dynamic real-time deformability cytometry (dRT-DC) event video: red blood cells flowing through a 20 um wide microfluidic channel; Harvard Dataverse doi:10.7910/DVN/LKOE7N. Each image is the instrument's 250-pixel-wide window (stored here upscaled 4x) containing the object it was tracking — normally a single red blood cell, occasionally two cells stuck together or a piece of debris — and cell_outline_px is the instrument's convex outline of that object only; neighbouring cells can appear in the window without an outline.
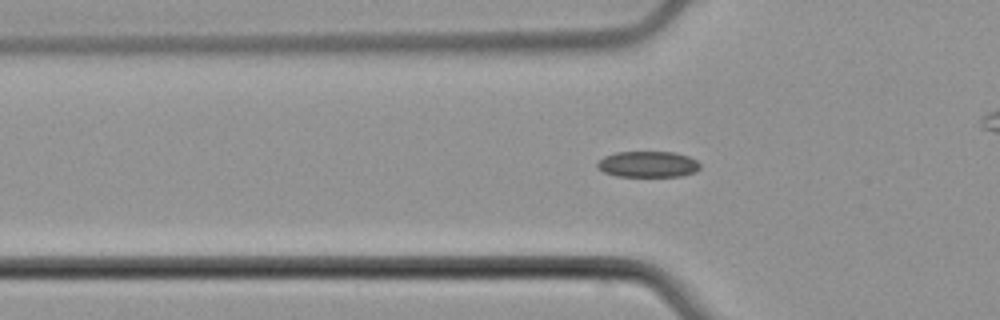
{"species": "common noctule bat (a hibernating species)", "species_latin": "Nyctalus noctula", "temperature_condition": "cold", "stored_images_in_passage": 51, "camera_frame_rate_fps": 3000, "um_per_image_px": 0.085, "animal": {"sex": "male", "body_mass_g": 21.5, "forearm_length_mm": 52.0}, "frame": {"image": 1, "passage_image": 13, "time_ms": 4.0, "image_size_px": [1000, 320], "cell_outline_px": [[700, 168], [696, 172], [680, 176], [616, 176], [604, 172], [596, 168], [596, 164], [604, 156], [616, 152], [672, 152], [688, 156], [696, 160], [700, 164]], "centroid_in_image_um": [55.06, 13.96], "position_along_channel_um": 70.7, "area_um2": 15.61}}
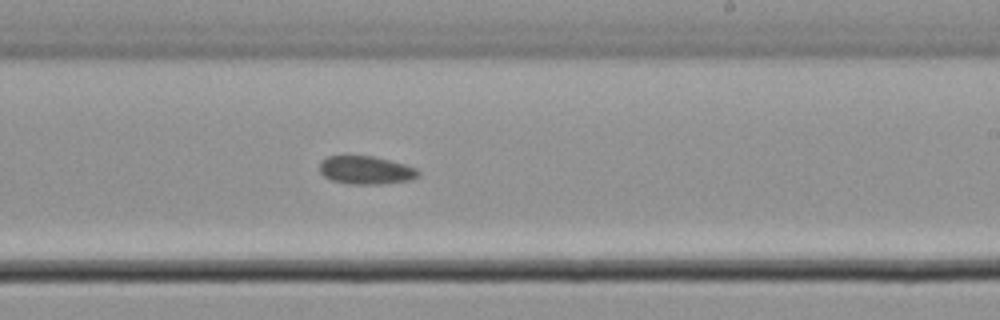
{"frame": {"image": 2, "passage_image": 28, "time_ms": 9.0, "image_size_px": [1000, 320], "cell_outline_px": [[420, 176], [412, 180], [384, 184], [348, 184], [332, 180], [324, 176], [320, 172], [320, 160], [328, 156], [372, 156], [404, 164], [416, 168], [420, 172]], "centroid_in_image_um": [31.12, 14.47], "position_along_channel_um": 257.9, "area_um2": 16.3}}
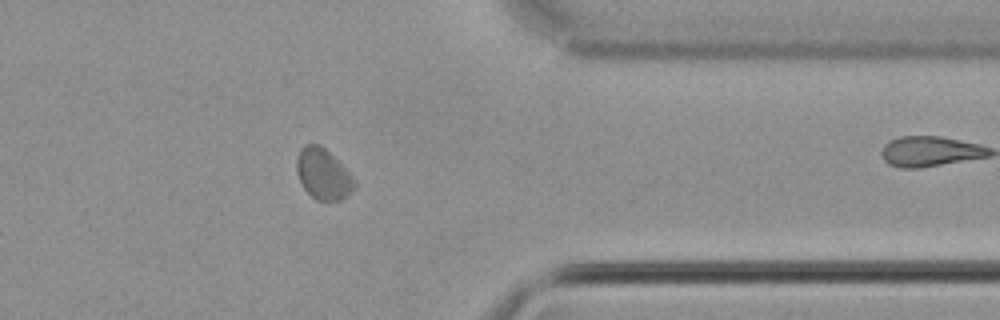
{"frame": {"image": 3, "passage_image": 39, "time_ms": 12.667, "image_size_px": [1000, 320], "cell_outline_px": [[356, 188], [340, 200], [316, 200], [304, 188], [296, 172], [296, 156], [300, 148], [304, 144], [320, 144], [356, 180]], "centroid_in_image_um": [27.44, 14.78], "position_along_channel_um": 384.0, "area_um2": 16.94}}